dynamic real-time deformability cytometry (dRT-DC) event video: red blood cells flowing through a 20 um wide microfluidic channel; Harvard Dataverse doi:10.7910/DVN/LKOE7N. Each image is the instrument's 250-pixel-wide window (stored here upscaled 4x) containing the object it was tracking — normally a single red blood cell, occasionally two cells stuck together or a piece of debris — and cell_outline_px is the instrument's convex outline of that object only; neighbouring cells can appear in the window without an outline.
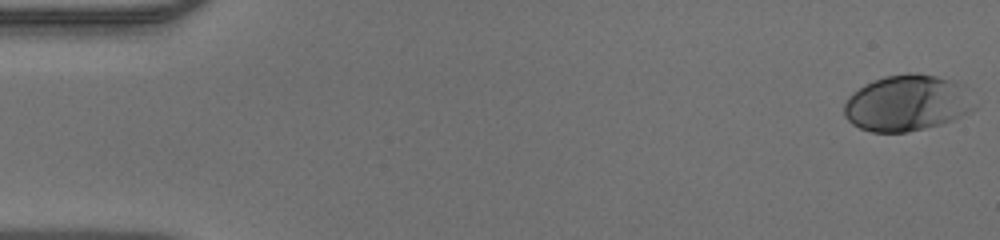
{"species": "human", "species_latin": "Homo sapiens", "temperature_condition": "warm", "stored_images_in_passage": 14, "camera_frame_rate_fps": 3000, "um_per_image_px": 0.085, "donor": {"sex": "male"}, "frame": {"image": 1, "passage_image": 1, "time_ms": 0.0, "image_size_px": [1000, 240], "cell_outline_px": [[976, 108], [972, 112], [952, 120], [940, 124], [908, 132], [872, 132], [860, 128], [852, 124], [844, 116], [844, 104], [848, 96], [852, 92], [864, 84], [872, 80], [884, 76], [908, 72], [916, 72], [956, 80], [964, 84]], "centroid_in_image_um": [77.1, 8.74], "position_along_channel_um": 7.9, "area_um2": 43.18}}
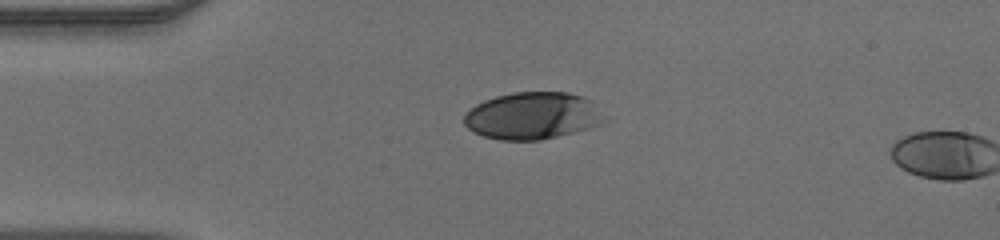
{"frame": {"image": 2, "passage_image": 12, "time_ms": 3.667, "image_size_px": [1000, 240], "cell_outline_px": [[608, 120], [600, 124], [588, 128], [540, 140], [500, 140], [484, 136], [472, 132], [464, 124], [464, 116], [476, 104], [484, 100], [496, 96], [512, 92], [564, 92], [580, 96], [592, 100]], "centroid_in_image_um": [45.27, 9.84], "position_along_channel_um": 39.7, "area_um2": 38.44}}